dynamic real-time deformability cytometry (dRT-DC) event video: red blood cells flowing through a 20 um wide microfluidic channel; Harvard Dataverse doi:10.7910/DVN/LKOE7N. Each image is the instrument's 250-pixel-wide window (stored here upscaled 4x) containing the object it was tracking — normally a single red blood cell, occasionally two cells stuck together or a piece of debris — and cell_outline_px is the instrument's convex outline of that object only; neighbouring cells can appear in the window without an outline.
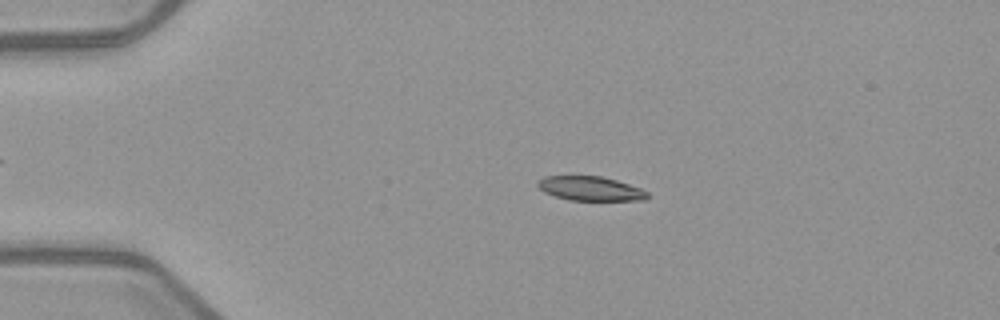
{"species": "common noctule bat (a hibernating species)", "species_latin": "Nyctalus noctula", "temperature_condition": "warm", "stored_images_in_passage": 4, "camera_frame_rate_fps": 3000, "um_per_image_px": 0.085, "animal": {"sex": "female", "body_mass_g": 21.9}, "frame": {"image": 1, "passage_image": 2, "time_ms": 1.0, "image_size_px": [1000, 320], "cell_outline_px": [[648, 196], [644, 200], [568, 200], [544, 192], [536, 184], [536, 180], [544, 176], [600, 176], [616, 180], [640, 188], [648, 192]], "centroid_in_image_um": [50.14, 16.02], "position_along_channel_um": 34.9, "area_um2": 15.43}}
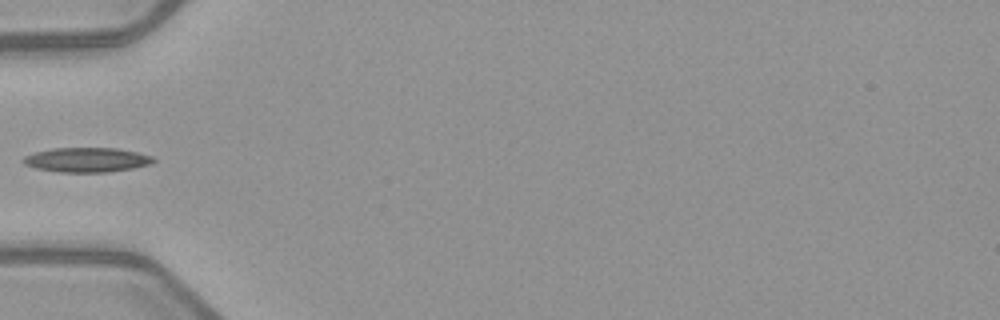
{"frame": {"image": 2, "passage_image": 4, "time_ms": 3.333, "image_size_px": [1000, 320], "cell_outline_px": [[156, 160], [152, 164], [132, 168], [108, 172], [60, 172], [36, 168], [24, 164], [20, 160], [24, 156], [36, 152], [52, 148], [116, 148], [136, 152], [152, 156]], "centroid_in_image_um": [7.37, 13.58], "position_along_channel_um": 77.6, "area_um2": 18.61}}